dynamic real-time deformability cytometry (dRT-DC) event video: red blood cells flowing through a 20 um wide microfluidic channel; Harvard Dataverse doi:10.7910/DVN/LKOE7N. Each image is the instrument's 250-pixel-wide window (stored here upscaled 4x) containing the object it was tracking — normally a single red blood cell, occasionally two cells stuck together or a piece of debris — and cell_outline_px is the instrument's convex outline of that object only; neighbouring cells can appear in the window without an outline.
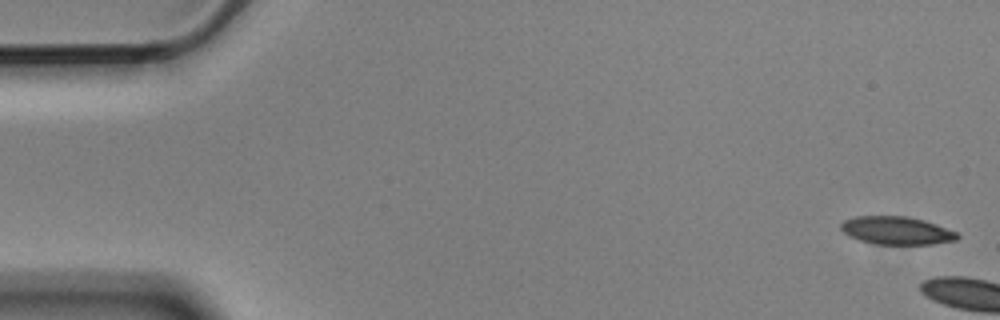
{"species": "Egyptian fruit bat (a non-hibernating species)", "species_latin": "Rousettus aegyptiacus", "temperature_condition": "cold", "stored_images_in_passage": 6, "segment_of_instrument_passage": [1, 2], "camera_frame_rate_fps": 3000, "um_per_image_px": 0.085, "animal": {"sex": "male"}, "frame": {"image": 1, "passage_image": 1, "time_ms": 0.0, "image_size_px": [1000, 320], "cell_outline_px": [[960, 236], [956, 240], [932, 244], [876, 244], [860, 240], [844, 232], [840, 228], [840, 224], [844, 220], [856, 216], [908, 216], [924, 220], [936, 224], [956, 232]], "centroid_in_image_um": [76.22, 19.59], "position_along_channel_um": 8.8, "area_um2": 18.84}}
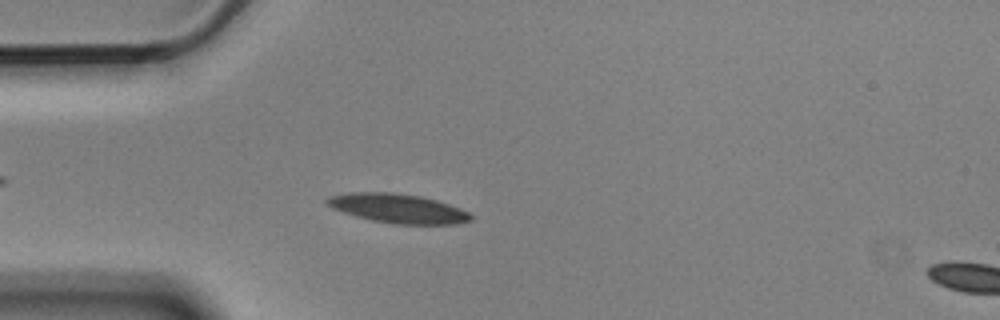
{"frame": {"image": 2, "passage_image": 5, "time_ms": 1.333, "image_size_px": [1000, 320], "cell_outline_px": [[472, 220], [456, 224], [392, 224], [372, 220], [356, 216], [332, 208], [324, 204], [324, 200], [328, 196], [352, 192], [392, 192], [420, 196], [436, 200], [460, 208], [468, 212], [472, 216]], "centroid_in_image_um": [33.79, 17.71], "position_along_channel_um": 51.2, "area_um2": 24.51}}